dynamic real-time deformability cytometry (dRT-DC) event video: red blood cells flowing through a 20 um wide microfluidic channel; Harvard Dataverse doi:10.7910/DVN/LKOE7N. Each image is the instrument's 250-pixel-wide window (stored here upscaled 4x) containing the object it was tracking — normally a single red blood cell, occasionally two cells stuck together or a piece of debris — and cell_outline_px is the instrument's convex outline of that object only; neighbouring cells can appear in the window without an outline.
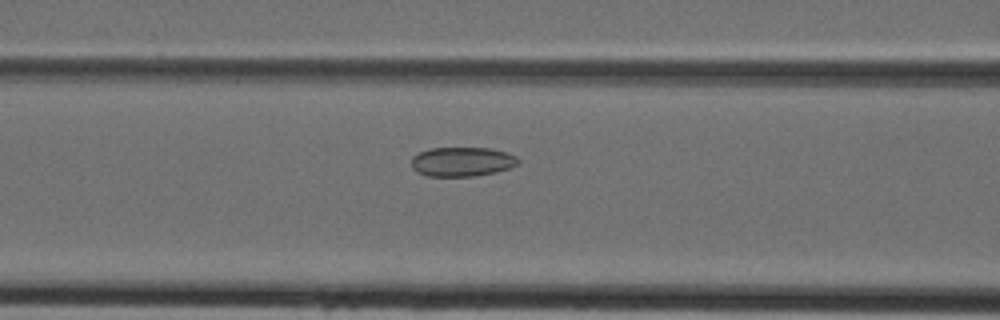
{"species": "Egyptian fruit bat (a non-hibernating species)", "species_latin": "Rousettus aegyptiacus", "temperature_condition": "cold", "stored_images_in_passage": 33, "camera_frame_rate_fps": 3000, "um_per_image_px": 0.085, "animal": {"sex": "female"}, "frame": {"image": 1, "passage_image": 14, "time_ms": 4.333, "image_size_px": [1000, 320], "cell_outline_px": [[520, 160], [516, 164], [508, 168], [496, 172], [472, 176], [428, 176], [416, 172], [412, 168], [412, 156], [420, 152], [432, 148], [492, 148], [516, 156]], "centroid_in_image_um": [39.25, 13.74], "position_along_channel_um": 127.4, "area_um2": 18.15}}
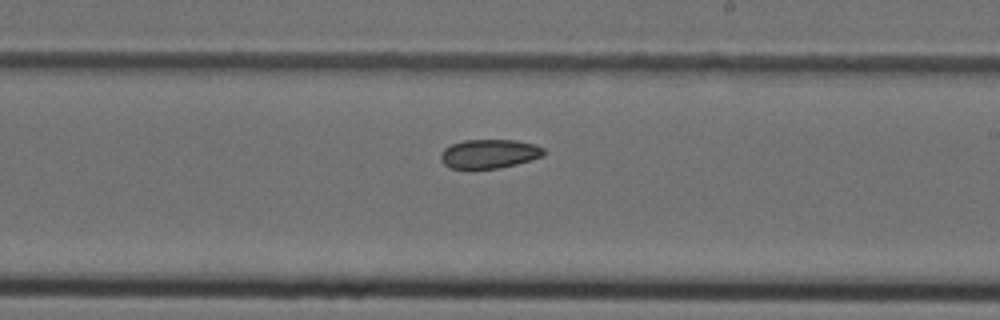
{"frame": {"image": 2, "passage_image": 22, "time_ms": 7.0, "image_size_px": [1000, 320], "cell_outline_px": [[544, 156], [516, 164], [496, 168], [452, 168], [444, 164], [440, 160], [440, 152], [444, 148], [452, 144], [464, 140], [516, 140], [536, 144], [544, 148]], "centroid_in_image_um": [41.59, 13.06], "position_along_channel_um": 247.4, "area_um2": 17.4}}
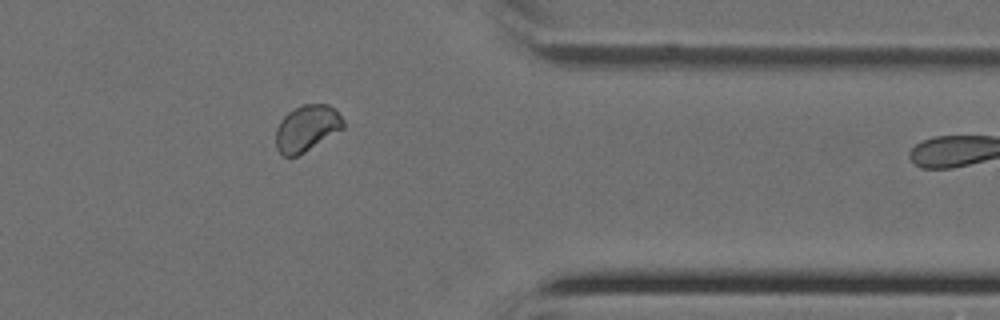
{"frame": {"image": 3, "passage_image": 32, "time_ms": 10.333, "image_size_px": [1000, 320], "cell_outline_px": [[344, 128], [304, 152], [296, 156], [284, 156], [276, 148], [276, 128], [280, 120], [288, 112], [304, 104], [328, 104], [336, 108], [344, 120]], "centroid_in_image_um": [26.09, 10.88], "position_along_channel_um": 385.3, "area_um2": 18.15}}